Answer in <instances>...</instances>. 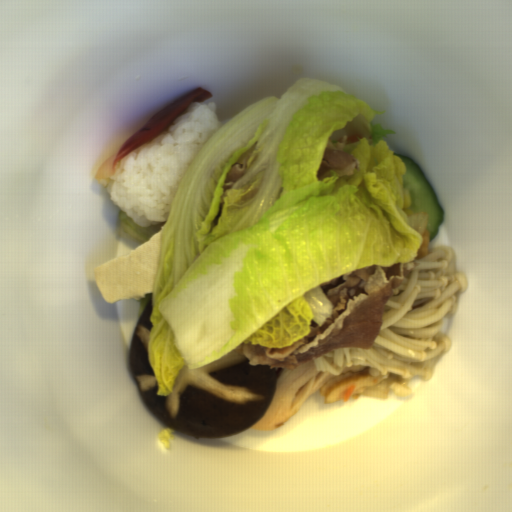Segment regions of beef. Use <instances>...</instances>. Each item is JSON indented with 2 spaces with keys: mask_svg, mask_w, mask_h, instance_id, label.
<instances>
[{
  "mask_svg": "<svg viewBox=\"0 0 512 512\" xmlns=\"http://www.w3.org/2000/svg\"><path fill=\"white\" fill-rule=\"evenodd\" d=\"M245 172L246 166L244 165V167L241 168L240 165L235 162L232 165L231 170L227 173L226 181L224 182V186H222V191L225 192L227 189L232 188L233 184H236V181L243 177Z\"/></svg>",
  "mask_w": 512,
  "mask_h": 512,
  "instance_id": "3709a7b0",
  "label": "beef"
},
{
  "mask_svg": "<svg viewBox=\"0 0 512 512\" xmlns=\"http://www.w3.org/2000/svg\"><path fill=\"white\" fill-rule=\"evenodd\" d=\"M419 263H395L389 267L377 264L353 270L320 283V288L333 304L330 317L322 327L310 320L311 331L302 339L283 348H267L241 342L235 352L248 358L250 366L281 367L292 371L333 349L360 347L369 349L380 335L384 308L393 299V289L400 287Z\"/></svg>",
  "mask_w": 512,
  "mask_h": 512,
  "instance_id": "33117281",
  "label": "beef"
},
{
  "mask_svg": "<svg viewBox=\"0 0 512 512\" xmlns=\"http://www.w3.org/2000/svg\"><path fill=\"white\" fill-rule=\"evenodd\" d=\"M323 162L316 174L317 180L322 181L321 176L326 172L334 170L338 176H353V169H359V161L356 157L345 151H336L332 148H324L322 154Z\"/></svg>",
  "mask_w": 512,
  "mask_h": 512,
  "instance_id": "835553da",
  "label": "beef"
}]
</instances>
